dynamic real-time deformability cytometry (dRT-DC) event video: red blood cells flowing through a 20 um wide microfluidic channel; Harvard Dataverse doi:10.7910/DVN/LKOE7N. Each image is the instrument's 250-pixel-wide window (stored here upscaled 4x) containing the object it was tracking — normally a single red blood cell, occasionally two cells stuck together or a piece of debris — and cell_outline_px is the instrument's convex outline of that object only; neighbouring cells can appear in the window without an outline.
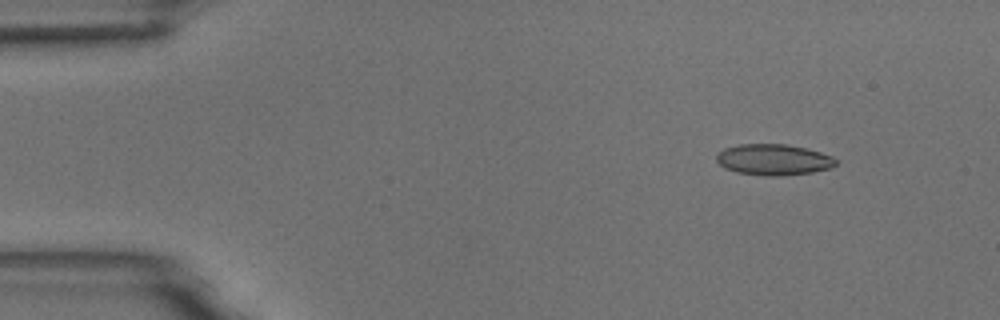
{"species": "common noctule bat (a hibernating species)", "species_latin": "Nyctalus noctula", "temperature_condition": "room temperature", "stored_images_in_passage": 5, "camera_frame_rate_fps": 3000, "um_per_image_px": 0.085, "animal": {"sex": "male", "body_mass_g": 18.8}, "frame": {"image": 1, "passage_image": 2, "time_ms": 1.333, "image_size_px": [1000, 320], "cell_outline_px": [[836, 164], [832, 168], [812, 172], [776, 176], [764, 176], [736, 172], [724, 168], [716, 160], [716, 156], [724, 148], [740, 144], [788, 144], [808, 148], [832, 156], [836, 160]], "centroid_in_image_um": [65.76, 13.57], "position_along_channel_um": 19.2, "area_um2": 21.68}}
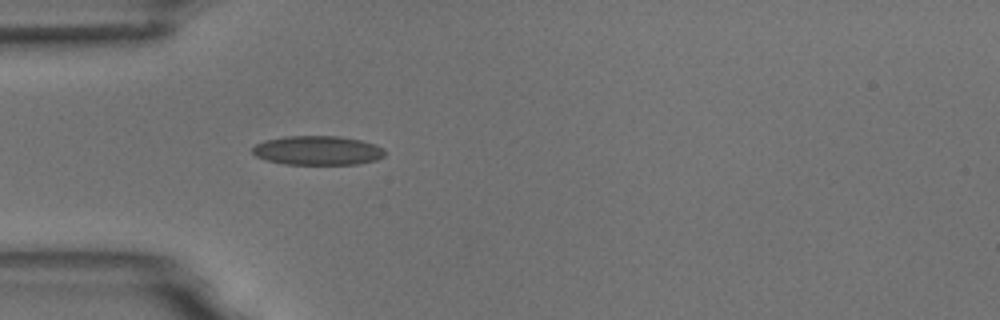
{"frame": {"image": 2, "passage_image": 5, "time_ms": 4.667, "image_size_px": [1000, 320], "cell_outline_px": [[384, 156], [376, 160], [360, 164], [284, 164], [268, 160], [256, 156], [252, 152], [252, 148], [256, 144], [264, 140], [284, 136], [340, 136], [360, 140], [376, 144], [384, 148]], "centroid_in_image_um": [27.01, 12.78], "position_along_channel_um": 58.0, "area_um2": 22.6}}